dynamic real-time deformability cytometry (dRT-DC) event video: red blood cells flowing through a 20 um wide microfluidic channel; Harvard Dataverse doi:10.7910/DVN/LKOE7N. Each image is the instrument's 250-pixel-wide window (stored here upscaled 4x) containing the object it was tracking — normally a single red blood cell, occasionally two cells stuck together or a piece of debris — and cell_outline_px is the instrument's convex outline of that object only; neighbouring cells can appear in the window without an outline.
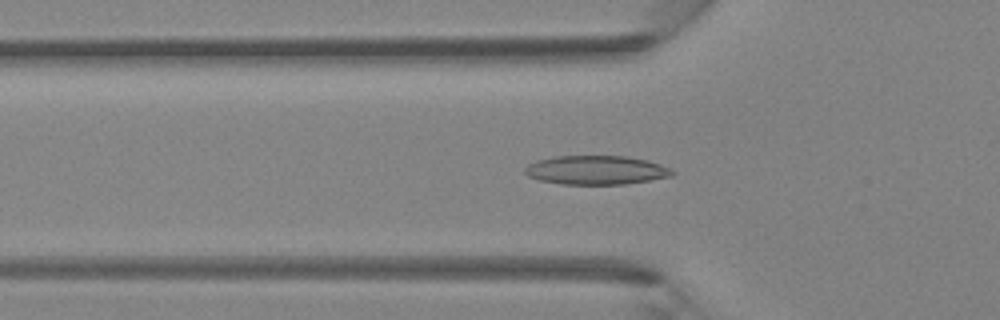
{"species": "Egyptian fruit bat (a non-hibernating species)", "species_latin": "Rousettus aegyptiacus", "temperature_condition": "room temperature", "stored_images_in_passage": 45, "camera_frame_rate_fps": 3000, "um_per_image_px": 0.085, "animal": {"sex": "female"}, "frame": {"image": 1, "passage_image": 15, "time_ms": 4.667, "image_size_px": [1000, 320], "cell_outline_px": [[676, 172], [672, 176], [624, 184], [560, 184], [540, 180], [528, 176], [524, 172], [524, 168], [528, 164], [536, 160], [552, 156], [628, 156], [648, 160], [672, 168]], "centroid_in_image_um": [50.67, 14.45], "position_along_channel_um": 75.1, "area_um2": 25.03}}
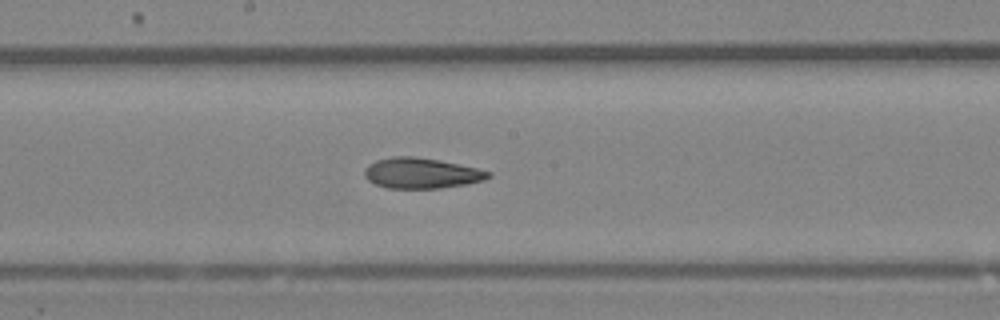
{"frame": {"image": 2, "passage_image": 24, "time_ms": 7.667, "image_size_px": [1000, 320], "cell_outline_px": [[492, 176], [484, 180], [464, 184], [440, 188], [388, 188], [376, 184], [368, 180], [364, 176], [364, 168], [368, 164], [376, 160], [392, 156], [412, 156], [436, 160], [476, 168], [492, 172]], "centroid_in_image_um": [35.78, 14.72], "position_along_channel_um": 212.4, "area_um2": 21.85}}
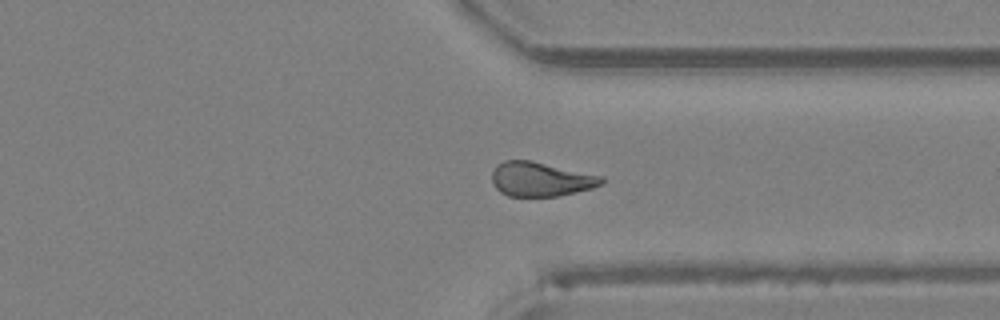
{"frame": {"image": 3, "passage_image": 34, "time_ms": 11.0, "image_size_px": [1000, 320], "cell_outline_px": [[604, 184], [592, 188], [560, 196], [508, 196], [500, 192], [496, 188], [492, 180], [492, 172], [496, 164], [504, 160], [532, 160], [604, 176]], "centroid_in_image_um": [45.98, 15.22], "position_along_channel_um": 365.4, "area_um2": 22.2}}